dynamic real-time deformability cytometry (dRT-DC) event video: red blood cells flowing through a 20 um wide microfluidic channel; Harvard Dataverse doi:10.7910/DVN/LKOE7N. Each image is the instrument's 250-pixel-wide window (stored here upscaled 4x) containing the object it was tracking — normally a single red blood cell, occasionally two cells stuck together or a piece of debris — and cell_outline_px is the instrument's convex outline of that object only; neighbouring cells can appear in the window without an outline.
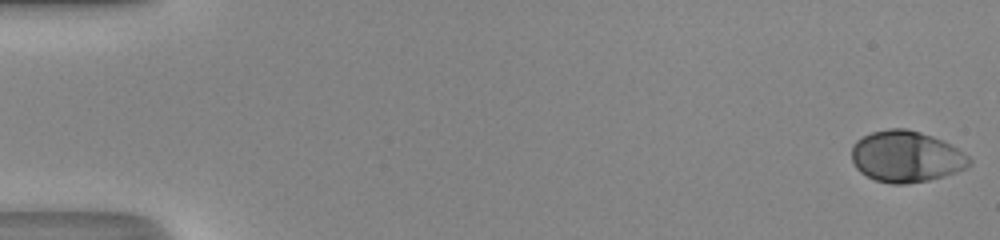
{"species": "human", "species_latin": "Homo sapiens", "temperature_condition": "room temperature", "stored_images_in_passage": 49, "camera_frame_rate_fps": 3000, "um_per_image_px": 0.085, "donor": {"sex": "male"}, "frame": {"image": 1, "passage_image": 1, "time_ms": 0.0, "image_size_px": [1000, 240], "cell_outline_px": [[972, 164], [956, 172], [944, 176], [928, 180], [904, 184], [892, 184], [876, 180], [860, 172], [856, 168], [852, 160], [852, 144], [856, 140], [872, 132], [888, 128], [904, 128], [920, 132], [932, 136], [964, 152], [972, 160]], "centroid_in_image_um": [77.01, 13.31], "position_along_channel_um": 8.0, "area_um2": 35.03}}
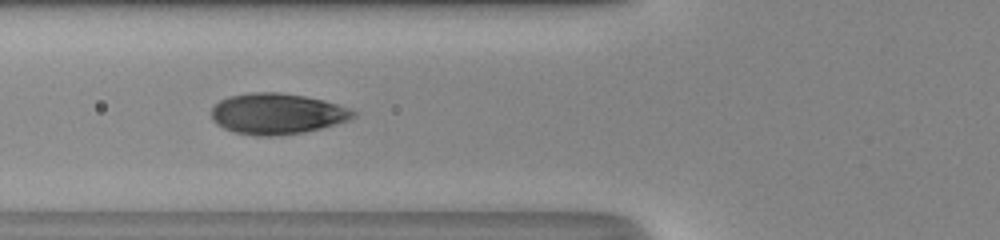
{"frame": {"image": 2, "passage_image": 20, "time_ms": 6.333, "image_size_px": [1000, 240], "cell_outline_px": [[356, 116], [352, 120], [304, 132], [272, 136], [256, 136], [236, 132], [224, 128], [216, 124], [212, 120], [212, 108], [220, 100], [228, 96], [252, 92], [280, 92], [304, 96], [324, 100], [352, 108], [356, 112]], "centroid_in_image_um": [23.59, 9.66], "position_along_channel_um": 102.2, "area_um2": 33.99}}
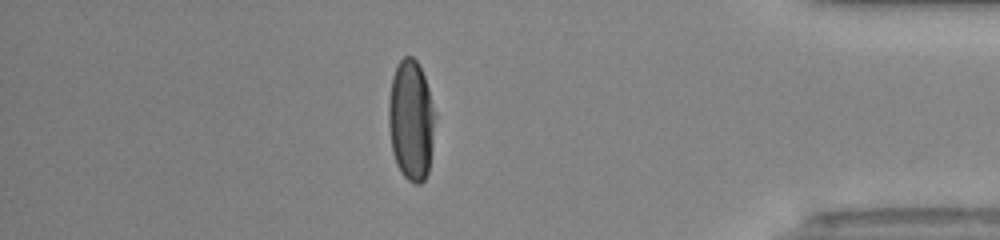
{"frame": {"image": 3, "passage_image": 43, "time_ms": 14.0, "image_size_px": [1000, 240], "cell_outline_px": [[436, 116], [432, 148], [428, 172], [424, 180], [420, 184], [416, 184], [408, 180], [400, 172], [396, 164], [392, 152], [388, 124], [388, 100], [392, 76], [396, 64], [404, 56], [412, 56], [416, 60], [424, 76], [428, 88]], "centroid_in_image_um": [34.93, 10.22], "position_along_channel_um": 400.3, "area_um2": 33.06}, "authors_computed_cell_mechanics": {"area_um2": 34.0442, "velocity_mm_per_s": 4.3256, "shape_relaxation_time_tau1_ms": 2.9427, "shape_relaxation_time_tau2_ms": null, "deformation_change_tau1": 0.1742, "deformation_change_tau2": null}}